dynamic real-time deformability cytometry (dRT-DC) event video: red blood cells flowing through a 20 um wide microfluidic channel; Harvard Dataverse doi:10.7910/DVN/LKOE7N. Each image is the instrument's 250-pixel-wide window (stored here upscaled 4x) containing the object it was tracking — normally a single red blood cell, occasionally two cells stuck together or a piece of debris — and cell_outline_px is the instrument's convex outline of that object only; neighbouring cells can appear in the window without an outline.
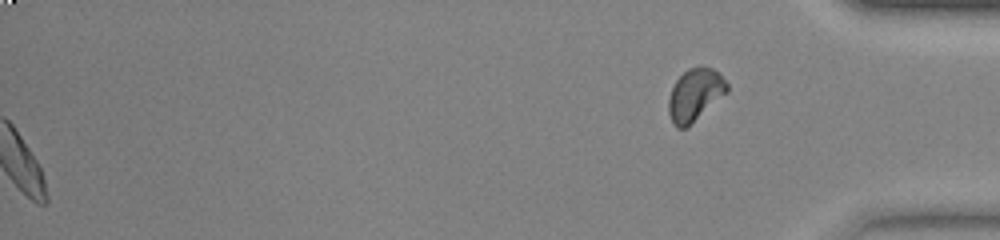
{"species": "common noctule bat (a hibernating species)", "species_latin": "Nyctalus noctula", "temperature_condition": "warm", "stored_images_in_passage": 38, "segment_of_instrument_passage": [2, 2], "camera_frame_rate_fps": 3000, "um_per_image_px": 0.085, "animal": {"sex": "female", "body_mass_g": 23.0, "forearm_length_mm": 53.4}, "frame": {"image": 1, "passage_image": 38, "time_ms": 12.333, "image_size_px": [1000, 240], "cell_outline_px": [[728, 92], [688, 128], [676, 128], [672, 124], [668, 112], [668, 100], [672, 88], [676, 80], [688, 68], [700, 64], [712, 68], [720, 72], [728, 84]], "centroid_in_image_um": [59.09, 8.05], "position_along_channel_um": 376.1, "area_um2": 18.38}}